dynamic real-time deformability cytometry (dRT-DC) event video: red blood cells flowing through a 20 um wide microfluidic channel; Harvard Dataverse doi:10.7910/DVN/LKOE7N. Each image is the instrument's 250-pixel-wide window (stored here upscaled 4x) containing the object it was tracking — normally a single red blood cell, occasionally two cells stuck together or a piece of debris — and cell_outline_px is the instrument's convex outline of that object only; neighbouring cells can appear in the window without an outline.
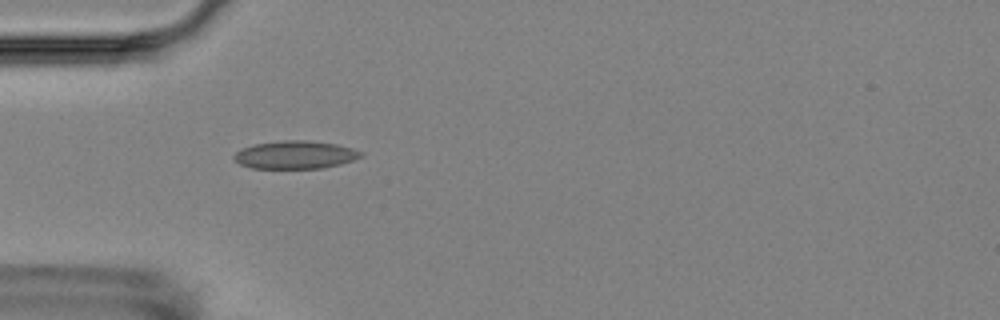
{"species": "Egyptian fruit bat (a non-hibernating species)", "species_latin": "Rousettus aegyptiacus", "temperature_condition": "room temperature", "stored_images_in_passage": 4, "camera_frame_rate_fps": 3000, "um_per_image_px": 0.085, "animal": {"sex": "female"}, "frame": {"image": 1, "passage_image": 3, "time_ms": 2.333, "image_size_px": [1000, 320], "cell_outline_px": [[364, 156], [340, 164], [324, 168], [252, 168], [240, 164], [232, 156], [236, 152], [252, 144], [284, 140], [304, 140], [336, 144], [352, 148], [364, 152]], "centroid_in_image_um": [25.12, 13.15], "position_along_channel_um": 59.9, "area_um2": 20.63}}